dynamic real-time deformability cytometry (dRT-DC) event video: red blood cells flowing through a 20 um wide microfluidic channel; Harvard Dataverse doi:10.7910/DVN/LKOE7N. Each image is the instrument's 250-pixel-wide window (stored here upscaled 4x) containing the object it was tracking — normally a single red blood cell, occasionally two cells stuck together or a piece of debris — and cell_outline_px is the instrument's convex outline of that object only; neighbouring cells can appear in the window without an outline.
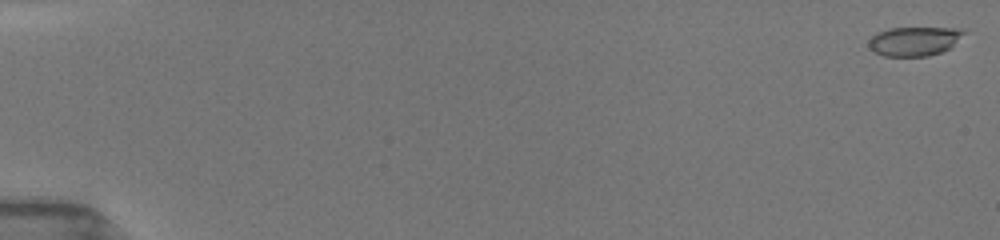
{"species": "common noctule bat (a hibernating species)", "species_latin": "Nyctalus noctula", "temperature_condition": "room temperature", "stored_images_in_passage": 7, "camera_frame_rate_fps": 3000, "um_per_image_px": 0.085, "animal": {"sex": "female", "body_mass_g": 19.5, "forearm_length_mm": 54.1}, "frame": {"image": 1, "passage_image": 1, "time_ms": 0.0, "image_size_px": [1000, 240], "cell_outline_px": [[968, 32], [952, 48], [928, 56], [884, 56], [872, 52], [868, 44], [868, 40], [872, 36], [888, 28], [964, 28]], "centroid_in_image_um": [77.77, 3.5], "position_along_channel_um": 7.2, "area_um2": 16.47}}
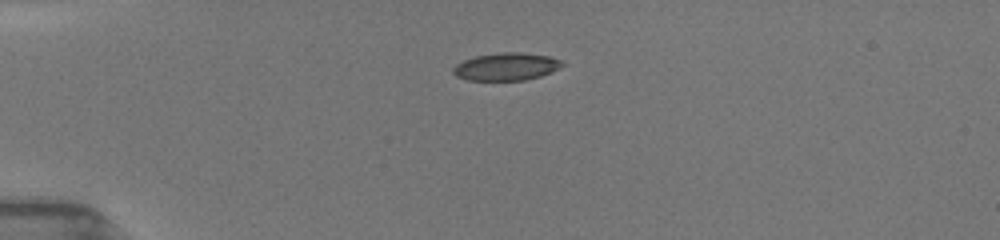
{"frame": {"image": 2, "passage_image": 5, "time_ms": 4.333, "image_size_px": [1000, 240], "cell_outline_px": [[564, 64], [560, 68], [552, 72], [540, 76], [524, 80], [468, 80], [456, 76], [452, 72], [452, 68], [456, 64], [464, 60], [476, 56], [500, 52], [520, 52], [548, 56], [564, 60]], "centroid_in_image_um": [43.05, 5.66], "position_along_channel_um": 41.9, "area_um2": 17.63}}
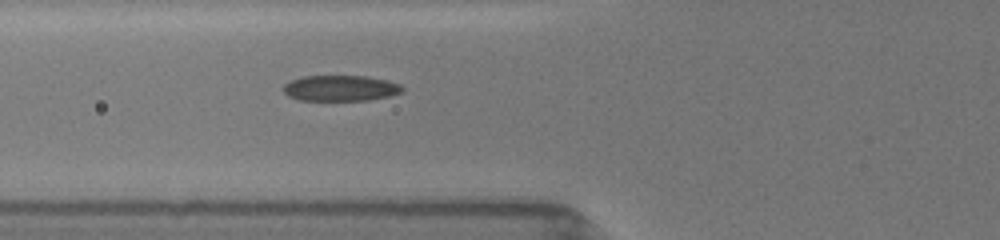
{"frame": {"image": 3, "passage_image": 7, "time_ms": 6.667, "image_size_px": [1000, 240], "cell_outline_px": [[404, 92], [388, 96], [368, 100], [300, 100], [288, 96], [284, 92], [284, 84], [292, 80], [304, 76], [364, 76], [388, 80], [400, 84], [404, 88]], "centroid_in_image_um": [28.97, 7.49], "position_along_channel_um": 96.8, "area_um2": 17.8}}